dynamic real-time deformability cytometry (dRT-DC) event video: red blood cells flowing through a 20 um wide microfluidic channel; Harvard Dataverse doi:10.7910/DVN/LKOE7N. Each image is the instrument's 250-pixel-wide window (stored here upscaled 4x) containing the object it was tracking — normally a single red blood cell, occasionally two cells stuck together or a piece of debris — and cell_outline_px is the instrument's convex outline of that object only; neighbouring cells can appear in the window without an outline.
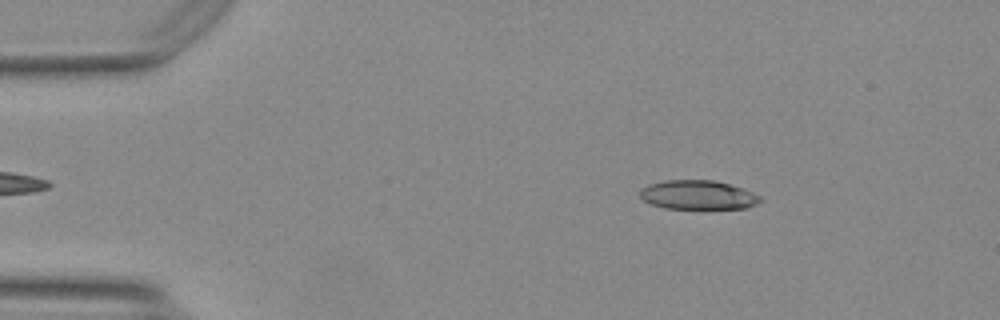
{"species": "Egyptian fruit bat (a non-hibernating species)", "species_latin": "Rousettus aegyptiacus", "temperature_condition": "warm", "stored_images_in_passage": 29, "camera_frame_rate_fps": 3000, "um_per_image_px": 0.085, "animal": {"sex": "female"}, "frame": {"image": 1, "passage_image": 5, "time_ms": 1.333, "image_size_px": [1000, 320], "cell_outline_px": [[764, 200], [756, 204], [744, 208], [664, 208], [652, 204], [644, 200], [640, 196], [640, 188], [648, 184], [664, 180], [712, 180], [728, 184], [752, 192], [760, 196]], "centroid_in_image_um": [59.3, 16.56], "position_along_channel_um": 25.7, "area_um2": 20.23}}
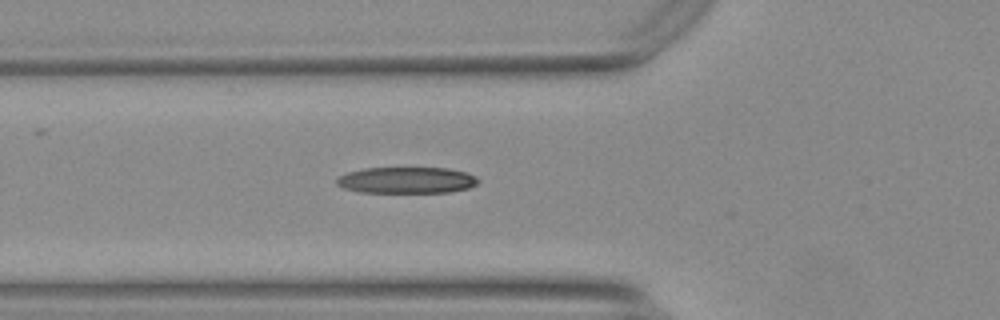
{"frame": {"image": 2, "passage_image": 16, "time_ms": 5.0, "image_size_px": [1000, 320], "cell_outline_px": [[480, 180], [476, 184], [468, 188], [448, 192], [360, 192], [344, 188], [336, 184], [336, 180], [340, 176], [348, 172], [364, 168], [448, 168], [464, 172], [476, 176]], "centroid_in_image_um": [34.56, 15.31], "position_along_channel_um": 91.2, "area_um2": 21.56}}
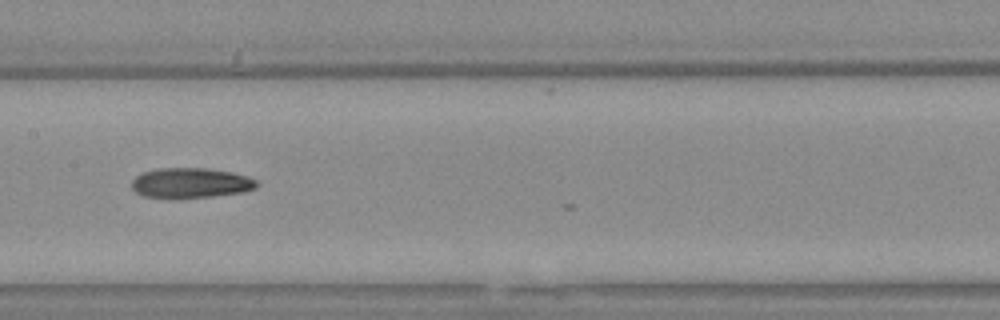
{"frame": {"image": 3, "passage_image": 24, "time_ms": 7.667, "image_size_px": [1000, 320], "cell_outline_px": [[260, 184], [256, 188], [244, 192], [208, 196], [144, 196], [136, 192], [132, 188], [132, 180], [136, 176], [144, 172], [156, 168], [204, 168], [232, 172], [248, 176], [256, 180]], "centroid_in_image_um": [16.26, 15.51], "position_along_channel_um": 191.1, "area_um2": 21.39}}